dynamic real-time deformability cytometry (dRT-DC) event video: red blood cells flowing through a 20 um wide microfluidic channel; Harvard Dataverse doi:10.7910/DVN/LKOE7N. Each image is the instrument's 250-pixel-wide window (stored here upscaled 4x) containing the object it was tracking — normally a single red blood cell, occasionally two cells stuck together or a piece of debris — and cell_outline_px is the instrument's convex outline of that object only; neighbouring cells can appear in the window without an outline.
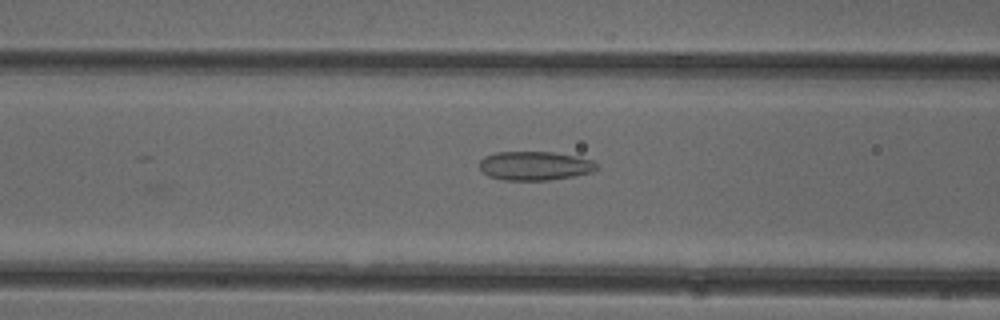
{"species": "common noctule bat (a hibernating species)", "species_latin": "Nyctalus noctula", "temperature_condition": "cold", "stored_images_in_passage": 30, "camera_frame_rate_fps": 3000, "um_per_image_px": 0.085, "animal": {"sex": "female"}, "frame": {"image": 1, "passage_image": 5, "time_ms": 1.333, "image_size_px": [1000, 320], "cell_outline_px": [[596, 168], [592, 172], [572, 176], [548, 180], [504, 180], [488, 176], [480, 168], [480, 160], [484, 156], [496, 152], [552, 152], [576, 156], [592, 160], [596, 164]], "centroid_in_image_um": [45.43, 14.09], "position_along_channel_um": 121.2, "area_um2": 19.59}}
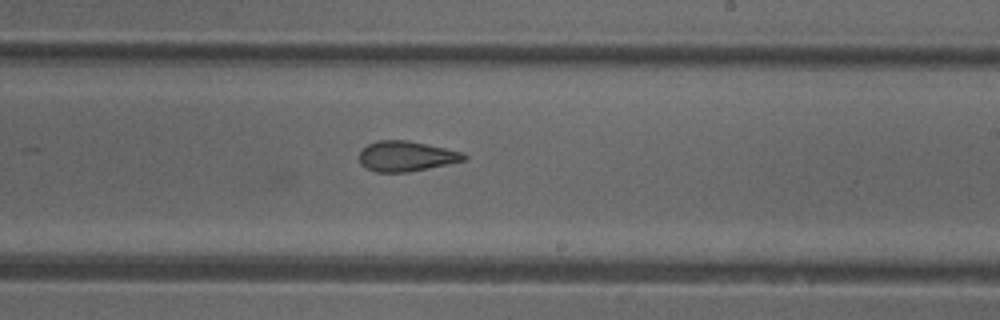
{"frame": {"image": 2, "passage_image": 15, "time_ms": 4.667, "image_size_px": [1000, 320], "cell_outline_px": [[468, 156], [464, 160], [428, 168], [408, 172], [376, 172], [360, 164], [360, 152], [368, 144], [376, 140], [408, 140], [464, 152]], "centroid_in_image_um": [34.53, 13.27], "position_along_channel_um": 254.5, "area_um2": 18.32}}
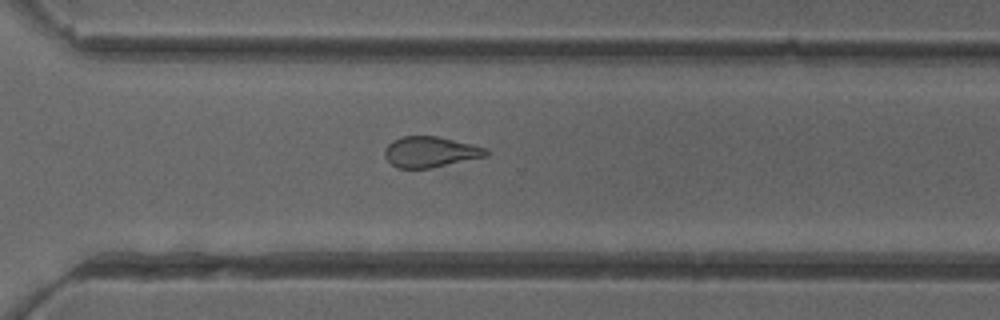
{"frame": {"image": 3, "passage_image": 21, "time_ms": 6.667, "image_size_px": [1000, 320], "cell_outline_px": [[488, 156], [428, 168], [396, 168], [384, 156], [384, 148], [392, 140], [400, 136], [436, 136], [472, 144], [488, 148]], "centroid_in_image_um": [36.56, 12.9], "position_along_channel_um": 334.0, "area_um2": 18.15}}